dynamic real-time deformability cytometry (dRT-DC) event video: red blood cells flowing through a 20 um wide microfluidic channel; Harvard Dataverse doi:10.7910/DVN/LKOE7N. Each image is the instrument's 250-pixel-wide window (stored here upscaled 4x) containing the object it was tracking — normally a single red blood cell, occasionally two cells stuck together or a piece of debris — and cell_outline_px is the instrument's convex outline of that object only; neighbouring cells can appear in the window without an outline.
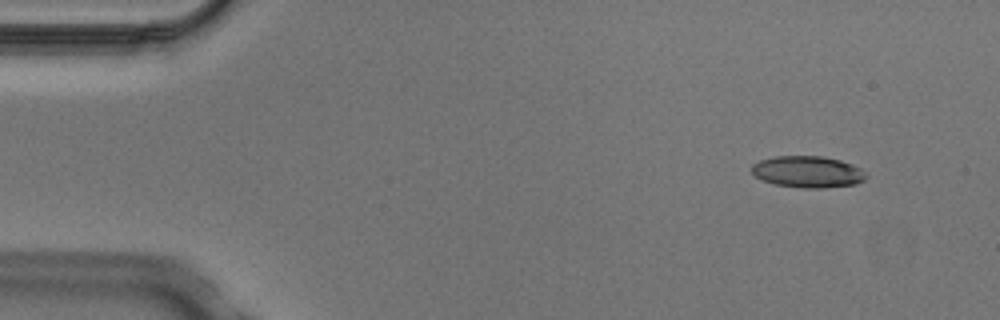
{"species": "Egyptian fruit bat (a non-hibernating species)", "species_latin": "Rousettus aegyptiacus", "temperature_condition": "cold", "stored_images_in_passage": 3, "camera_frame_rate_fps": 3000, "um_per_image_px": 0.085, "animal": {"sex": "male"}, "frame": {"image": 1, "passage_image": 1, "time_ms": 0.0, "image_size_px": [1000, 320], "cell_outline_px": [[868, 176], [864, 180], [856, 184], [824, 188], [800, 188], [776, 184], [760, 180], [752, 172], [752, 164], [760, 160], [776, 156], [820, 156], [840, 160], [852, 164], [860, 168]], "centroid_in_image_um": [68.66, 14.61], "position_along_channel_um": 16.3, "area_um2": 21.1}}
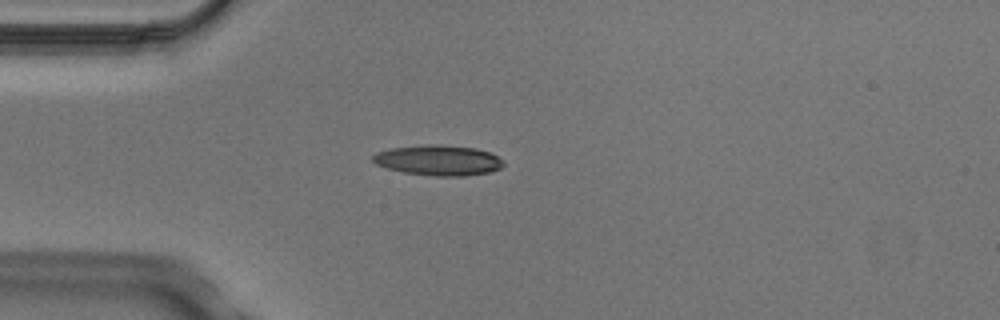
{"frame": {"image": 2, "passage_image": 3, "time_ms": 0.667, "image_size_px": [1000, 320], "cell_outline_px": [[504, 164], [500, 168], [488, 172], [464, 176], [436, 176], [404, 172], [388, 168], [376, 164], [372, 160], [372, 156], [376, 152], [392, 148], [428, 144], [440, 144], [476, 148], [488, 152], [504, 160]], "centroid_in_image_um": [37.26, 13.61], "position_along_channel_um": 47.7, "area_um2": 23.0}}